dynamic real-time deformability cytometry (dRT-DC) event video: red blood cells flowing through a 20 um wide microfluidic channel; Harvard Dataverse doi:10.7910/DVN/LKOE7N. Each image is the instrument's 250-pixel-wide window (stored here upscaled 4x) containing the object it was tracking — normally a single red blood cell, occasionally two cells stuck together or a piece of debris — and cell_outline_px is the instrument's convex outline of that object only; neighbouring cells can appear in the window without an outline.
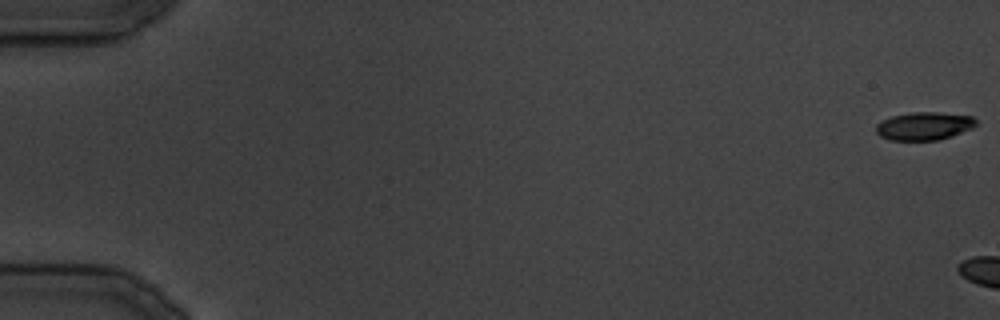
{"species": "common noctule bat (a hibernating species)", "species_latin": "Nyctalus noctula", "temperature_condition": "cold", "stored_images_in_passage": 4, "camera_frame_rate_fps": 3000, "um_per_image_px": 0.085, "animal": {"sex": "male", "body_mass_g": 19.5, "forearm_length_mm": 54.6}, "frame": {"image": 1, "passage_image": 1, "time_ms": 0.0, "image_size_px": [1000, 320], "cell_outline_px": [[976, 124], [972, 128], [952, 136], [936, 140], [888, 140], [880, 136], [876, 132], [876, 124], [880, 120], [892, 116], [912, 112], [936, 112], [972, 116], [976, 120]], "centroid_in_image_um": [78.52, 10.71], "position_along_channel_um": 6.5, "area_um2": 16.36}}